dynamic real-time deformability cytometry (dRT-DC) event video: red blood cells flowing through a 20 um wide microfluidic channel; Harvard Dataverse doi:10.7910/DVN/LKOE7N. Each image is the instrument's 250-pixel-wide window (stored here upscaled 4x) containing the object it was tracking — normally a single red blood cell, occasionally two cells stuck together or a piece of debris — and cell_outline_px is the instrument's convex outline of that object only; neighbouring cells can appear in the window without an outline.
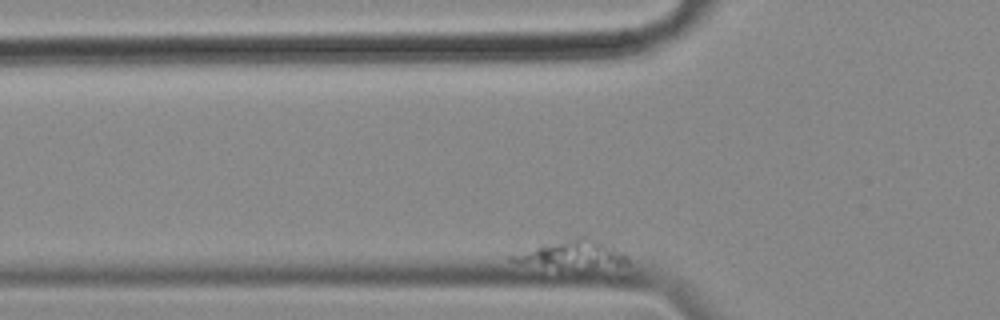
{"species": "common noctule bat (a hibernating species)", "species_latin": "Nyctalus noctula", "temperature_condition": "cold", "stored_images_in_passage": 56, "camera_frame_rate_fps": 3000, "um_per_image_px": 0.085, "animal": {"sex": "female", "body_mass_g": 18.4}, "frame": {"image": 1, "passage_image": 4, "time_ms": 1.0, "image_size_px": [1000, 320], "cell_outline_px": [[628, 264], [560, 264], [508, 260], [508, 256], [540, 244], [576, 236], [588, 236], [600, 240], [624, 252], [628, 260]], "centroid_in_image_um": [48.68, 21.47], "position_along_channel_um": 77.1, "area_um2": 16.76}}
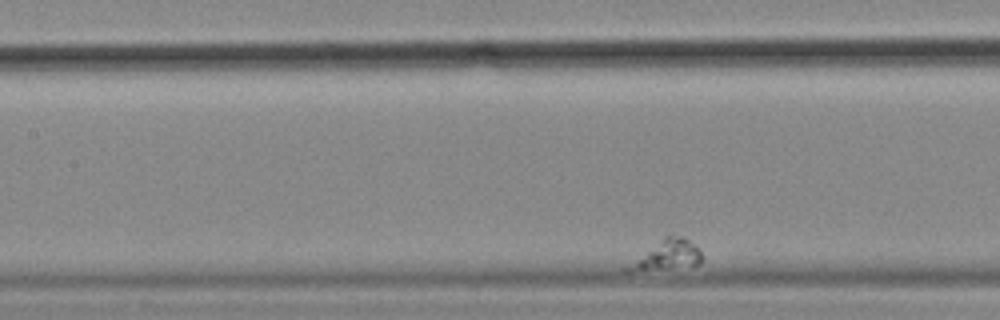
{"frame": {"image": 2, "passage_image": 17, "time_ms": 5.333, "image_size_px": [1000, 320], "cell_outline_px": [[700, 264], [668, 268], [628, 272], [624, 272], [620, 268], [668, 232], [672, 232], [684, 236], [700, 252]], "centroid_in_image_um": [56.54, 21.65], "position_along_channel_um": 150.9, "area_um2": 13.29}}
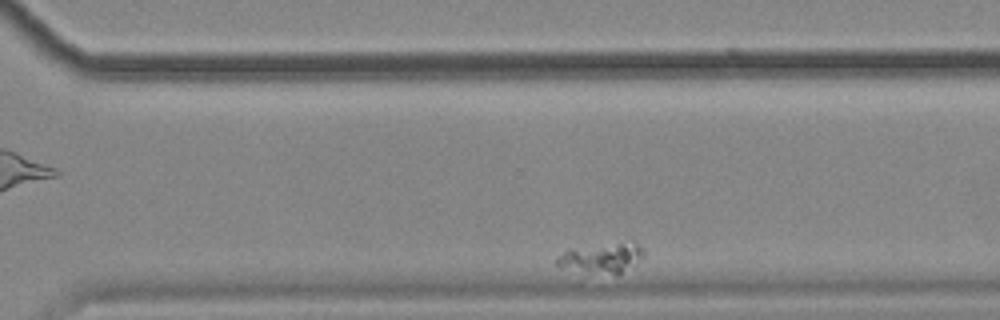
{"frame": {"image": 3, "passage_image": 43, "time_ms": 14.0, "image_size_px": [1000, 320], "cell_outline_px": [[644, 256], [616, 276], [560, 268], [556, 264], [556, 256], [568, 248], [620, 244], [636, 244], [644, 248]], "centroid_in_image_um": [51.06, 21.97], "position_along_channel_um": 319.5, "area_um2": 14.85}}